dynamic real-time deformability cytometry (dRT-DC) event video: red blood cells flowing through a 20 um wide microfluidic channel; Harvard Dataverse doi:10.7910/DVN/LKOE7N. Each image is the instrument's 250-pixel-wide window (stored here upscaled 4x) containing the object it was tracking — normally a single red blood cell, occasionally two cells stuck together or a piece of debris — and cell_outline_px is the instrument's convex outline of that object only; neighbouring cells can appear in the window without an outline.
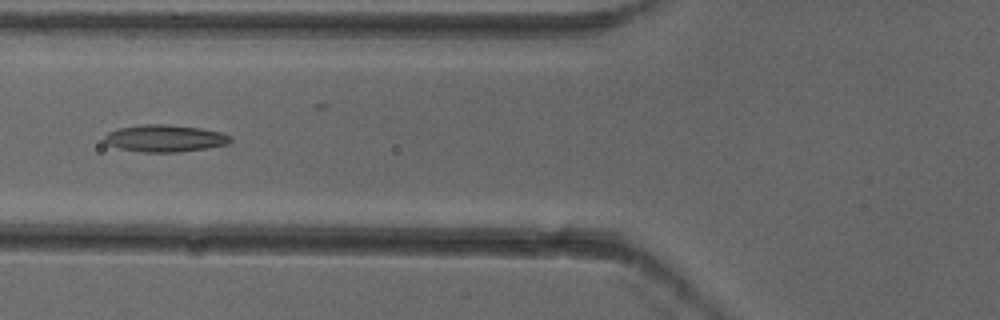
{"species": "common noctule bat (a hibernating species)", "species_latin": "Nyctalus noctula", "temperature_condition": "cold", "stored_images_in_passage": 7, "camera_frame_rate_fps": 3000, "um_per_image_px": 0.085, "animal": {"sex": "female"}, "frame": {"image": 1, "passage_image": 6, "time_ms": 1.667, "image_size_px": [1000, 320], "cell_outline_px": [[232, 140], [228, 144], [180, 152], [144, 152], [120, 148], [108, 144], [104, 140], [104, 136], [108, 132], [120, 128], [140, 124], [168, 124], [200, 128], [220, 132], [232, 136]], "centroid_in_image_um": [14.03, 11.75], "position_along_channel_um": 111.8, "area_um2": 19.77}}